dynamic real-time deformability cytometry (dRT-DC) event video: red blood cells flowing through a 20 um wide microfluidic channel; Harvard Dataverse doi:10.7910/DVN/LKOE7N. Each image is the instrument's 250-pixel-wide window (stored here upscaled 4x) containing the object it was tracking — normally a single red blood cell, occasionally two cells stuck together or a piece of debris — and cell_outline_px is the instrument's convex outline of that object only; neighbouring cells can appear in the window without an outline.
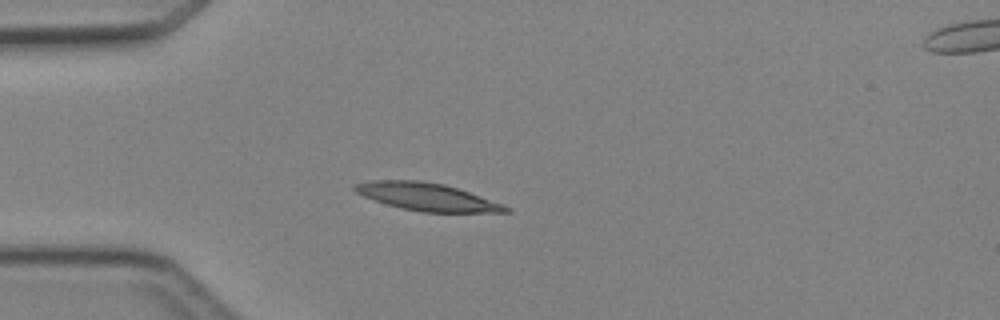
{"species": "Egyptian fruit bat (a non-hibernating species)", "species_latin": "Rousettus aegyptiacus", "temperature_condition": "cold", "stored_images_in_passage": 2, "camera_frame_rate_fps": 3000, "um_per_image_px": 0.085, "animal": {"sex": "female"}, "frame": {"image": 1, "passage_image": 2, "time_ms": 2.0, "image_size_px": [1000, 320], "cell_outline_px": [[512, 212], [424, 212], [400, 208], [364, 196], [356, 192], [352, 188], [356, 184], [368, 180], [420, 180], [444, 184], [504, 204], [512, 208]], "centroid_in_image_um": [36.31, 16.73], "position_along_channel_um": 48.7, "area_um2": 24.1}}